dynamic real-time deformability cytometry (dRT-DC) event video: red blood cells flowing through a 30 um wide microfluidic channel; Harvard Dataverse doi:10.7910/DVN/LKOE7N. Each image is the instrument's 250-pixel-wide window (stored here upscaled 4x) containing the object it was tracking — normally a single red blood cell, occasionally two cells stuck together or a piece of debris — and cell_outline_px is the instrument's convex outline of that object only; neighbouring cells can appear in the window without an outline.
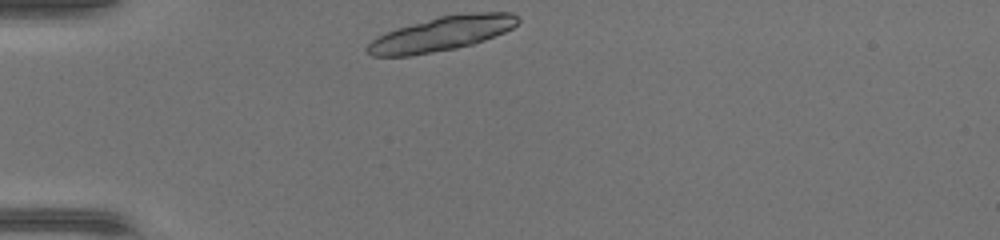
{"species": "common noctule bat (a hibernating species)", "species_latin": "Nyctalus noctula", "temperature_condition": "warm", "stored_images_in_passage": 31, "camera_frame_rate_fps": 3000, "um_per_image_px": 0.085, "animal": {"sex": "female", "body_mass_g": 17.0, "forearm_length_mm": 48.0}, "frame": {"image": 1, "passage_image": 1, "time_ms": 0.0, "image_size_px": [1000, 240], "cell_outline_px": [[520, 20], [512, 28], [504, 32], [484, 40], [472, 44], [456, 48], [412, 56], [372, 56], [364, 48], [376, 36], [396, 28], [440, 16], [476, 12], [512, 12]], "centroid_in_image_um": [37.51, 2.87], "position_along_channel_um": 47.5, "area_um2": 30.06}}